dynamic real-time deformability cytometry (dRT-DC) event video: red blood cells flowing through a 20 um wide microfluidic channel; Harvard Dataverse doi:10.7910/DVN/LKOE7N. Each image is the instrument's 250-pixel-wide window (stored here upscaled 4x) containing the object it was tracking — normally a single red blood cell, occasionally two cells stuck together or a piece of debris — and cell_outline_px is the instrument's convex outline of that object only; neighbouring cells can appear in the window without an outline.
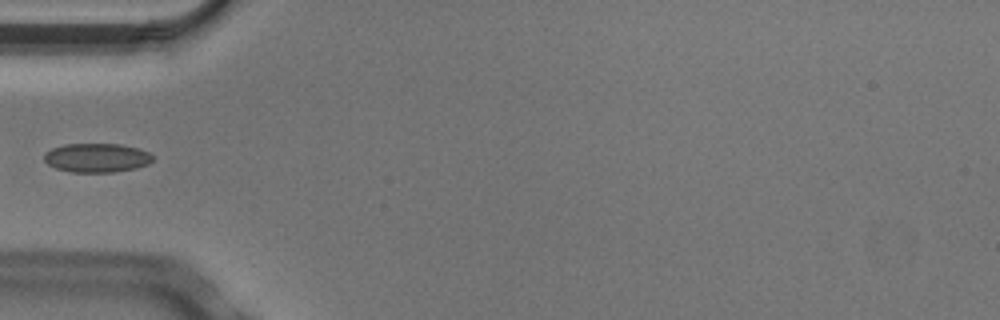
{"species": "Egyptian fruit bat (a non-hibernating species)", "species_latin": "Rousettus aegyptiacus", "temperature_condition": "cold", "stored_images_in_passage": 1, "camera_frame_rate_fps": 3000, "um_per_image_px": 0.085, "animal": {"sex": "male"}, "frame": {"image": 1, "passage_image": 1, "time_ms": 0.0, "image_size_px": [1000, 320], "cell_outline_px": [[152, 160], [148, 164], [136, 168], [112, 172], [72, 172], [56, 168], [48, 164], [44, 160], [44, 152], [52, 148], [64, 144], [120, 144], [136, 148], [148, 152], [152, 156]], "centroid_in_image_um": [8.19, 13.41], "position_along_channel_um": 76.8, "area_um2": 18.26}}